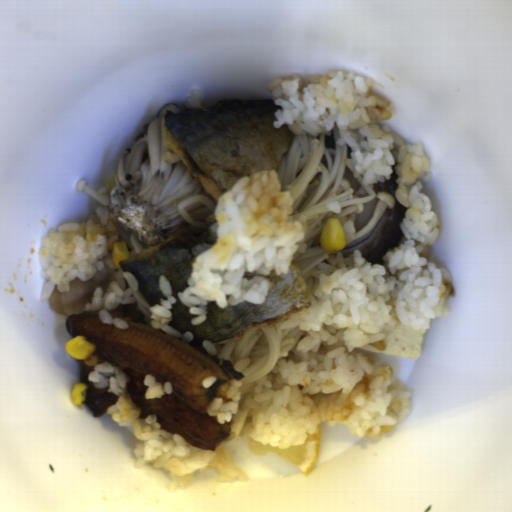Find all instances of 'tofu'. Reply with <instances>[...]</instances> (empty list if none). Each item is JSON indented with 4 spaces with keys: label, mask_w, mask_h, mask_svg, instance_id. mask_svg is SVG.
Here are the masks:
<instances>
[{
    "label": "tofu",
    "mask_w": 512,
    "mask_h": 512,
    "mask_svg": "<svg viewBox=\"0 0 512 512\" xmlns=\"http://www.w3.org/2000/svg\"><path fill=\"white\" fill-rule=\"evenodd\" d=\"M384 339L382 340L385 348L376 349L370 346L355 347L376 353L393 355L406 359H418L421 352L422 342L425 333L422 329L415 326L404 324L395 325L388 331H382Z\"/></svg>",
    "instance_id": "5b9d583a"
}]
</instances>
